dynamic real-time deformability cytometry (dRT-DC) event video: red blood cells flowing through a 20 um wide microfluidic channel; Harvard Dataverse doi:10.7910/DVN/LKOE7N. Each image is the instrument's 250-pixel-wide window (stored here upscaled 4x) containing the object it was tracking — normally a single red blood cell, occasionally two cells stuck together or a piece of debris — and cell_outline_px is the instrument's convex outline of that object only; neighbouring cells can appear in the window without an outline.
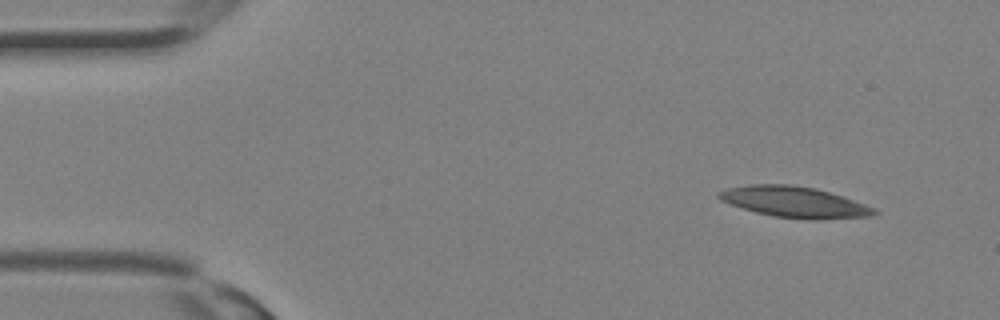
{"species": "Egyptian fruit bat (a non-hibernating species)", "species_latin": "Rousettus aegyptiacus", "temperature_condition": "room temperature", "stored_images_in_passage": 2, "camera_frame_rate_fps": 3000, "um_per_image_px": 0.085, "animal": {"sex": "female"}, "frame": {"image": 1, "passage_image": 2, "time_ms": 0.333, "image_size_px": [1000, 320], "cell_outline_px": [[880, 212], [872, 216], [820, 220], [808, 220], [772, 216], [756, 212], [720, 200], [716, 196], [716, 192], [728, 188], [748, 184], [788, 184], [816, 188], [876, 208]], "centroid_in_image_um": [67.53, 17.18], "position_along_channel_um": 17.5, "area_um2": 28.03}}